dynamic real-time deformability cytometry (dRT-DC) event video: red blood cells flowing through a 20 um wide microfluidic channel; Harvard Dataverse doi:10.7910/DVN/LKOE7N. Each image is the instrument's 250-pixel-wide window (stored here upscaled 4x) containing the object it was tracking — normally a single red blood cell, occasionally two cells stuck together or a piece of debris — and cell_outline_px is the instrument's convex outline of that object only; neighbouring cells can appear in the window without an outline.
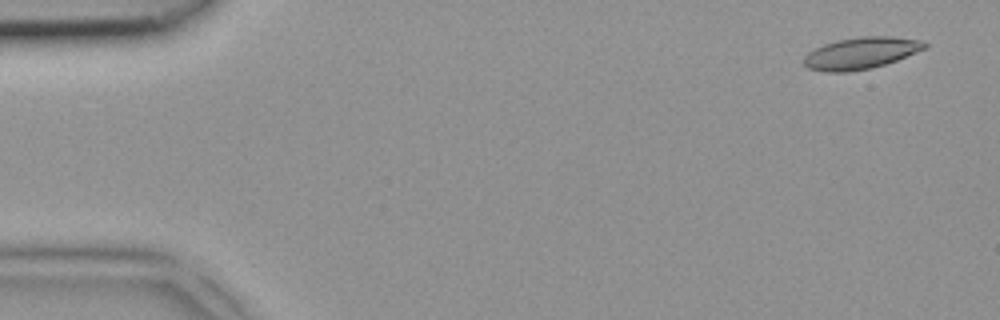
{"species": "common noctule bat (a hibernating species)", "species_latin": "Nyctalus noctula", "temperature_condition": "room temperature", "stored_images_in_passage": 5, "camera_frame_rate_fps": 3000, "um_per_image_px": 0.085, "animal": {"sex": "female", "body_mass_g": 18.4}, "frame": {"image": 1, "passage_image": 1, "time_ms": 0.0, "image_size_px": [1000, 320], "cell_outline_px": [[928, 48], [896, 60], [872, 68], [848, 72], [824, 72], [808, 68], [804, 64], [804, 56], [808, 52], [824, 44], [836, 40], [860, 36], [888, 36], [924, 40], [928, 44]], "centroid_in_image_um": [73.2, 4.51], "position_along_channel_um": 11.8, "area_um2": 22.48}}